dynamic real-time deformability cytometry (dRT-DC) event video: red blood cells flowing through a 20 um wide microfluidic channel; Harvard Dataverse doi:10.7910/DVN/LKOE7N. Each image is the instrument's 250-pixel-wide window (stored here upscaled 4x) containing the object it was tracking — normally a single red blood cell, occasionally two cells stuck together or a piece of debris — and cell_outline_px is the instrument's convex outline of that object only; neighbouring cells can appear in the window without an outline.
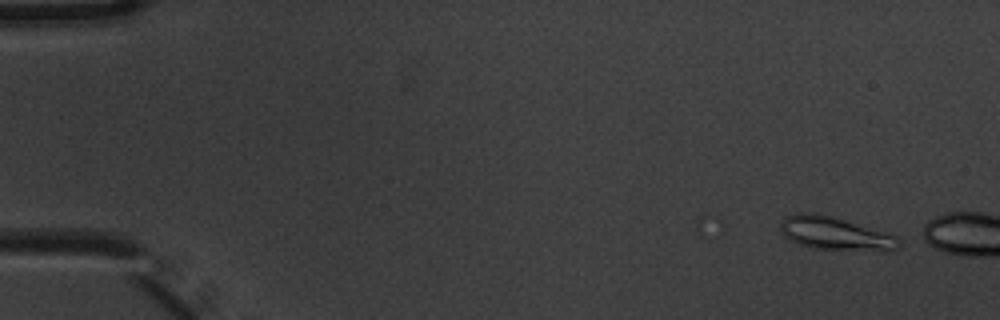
{"species": "common noctule bat (a hibernating species)", "species_latin": "Nyctalus noctula", "temperature_condition": "warm", "stored_images_in_passage": 3, "camera_frame_rate_fps": 3000, "um_per_image_px": 0.085, "animal": {"sex": "male", "body_mass_g": 20.1, "forearm_length_mm": 53.5}, "frame": {"image": 1, "passage_image": 1, "time_ms": 0.0, "image_size_px": [1000, 320], "cell_outline_px": [[900, 244], [892, 252], [880, 252], [812, 248], [800, 244], [784, 236], [780, 228], [780, 224], [784, 216], [800, 212], [812, 212], [832, 216], [896, 236], [900, 240]], "centroid_in_image_um": [71.0, 19.86], "position_along_channel_um": 14.0, "area_um2": 23.0}}